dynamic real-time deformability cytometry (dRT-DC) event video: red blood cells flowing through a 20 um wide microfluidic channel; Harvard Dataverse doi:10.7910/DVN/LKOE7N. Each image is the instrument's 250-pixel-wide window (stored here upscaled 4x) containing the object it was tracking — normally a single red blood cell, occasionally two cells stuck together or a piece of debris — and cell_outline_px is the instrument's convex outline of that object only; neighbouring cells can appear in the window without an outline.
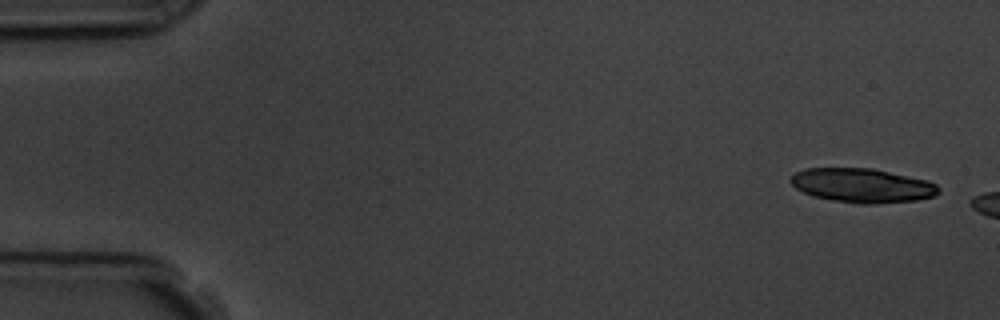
{"species": "common noctule bat (a hibernating species)", "species_latin": "Nyctalus noctula", "temperature_condition": "room temperature", "stored_images_in_passage": 3, "camera_frame_rate_fps": 3000, "um_per_image_px": 0.085, "animal": {"sex": "male", "body_mass_g": 19.5, "forearm_length_mm": 54.6}, "frame": {"image": 1, "passage_image": 1, "time_ms": 0.0, "image_size_px": [1000, 320], "cell_outline_px": [[940, 192], [936, 196], [916, 200], [872, 204], [860, 204], [832, 200], [812, 196], [796, 188], [788, 180], [796, 172], [804, 168], [872, 168], [928, 180], [936, 184], [940, 188]], "centroid_in_image_um": [73.3, 15.76], "position_along_channel_um": 11.7, "area_um2": 29.59}}